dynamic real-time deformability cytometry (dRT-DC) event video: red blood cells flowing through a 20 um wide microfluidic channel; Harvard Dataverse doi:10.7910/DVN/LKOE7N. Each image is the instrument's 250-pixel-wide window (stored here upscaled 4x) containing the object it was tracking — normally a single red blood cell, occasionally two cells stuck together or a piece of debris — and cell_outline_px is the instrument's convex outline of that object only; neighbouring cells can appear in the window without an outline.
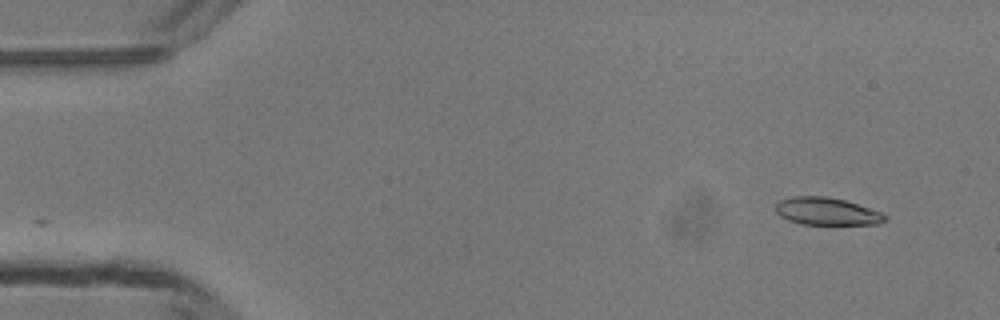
{"species": "common noctule bat (a hibernating species)", "species_latin": "Nyctalus noctula", "temperature_condition": "room temperature", "stored_images_in_passage": 2, "camera_frame_rate_fps": 3000, "um_per_image_px": 0.085, "animal": {"sex": "male", "body_mass_g": 13.3}, "frame": {"image": 1, "passage_image": 2, "time_ms": 1.333, "image_size_px": [1000, 320], "cell_outline_px": [[888, 220], [876, 224], [800, 224], [788, 220], [780, 216], [776, 212], [776, 204], [780, 200], [792, 196], [828, 196], [844, 200], [880, 212], [888, 216]], "centroid_in_image_um": [70.26, 17.96], "position_along_channel_um": 14.7, "area_um2": 17.46}}